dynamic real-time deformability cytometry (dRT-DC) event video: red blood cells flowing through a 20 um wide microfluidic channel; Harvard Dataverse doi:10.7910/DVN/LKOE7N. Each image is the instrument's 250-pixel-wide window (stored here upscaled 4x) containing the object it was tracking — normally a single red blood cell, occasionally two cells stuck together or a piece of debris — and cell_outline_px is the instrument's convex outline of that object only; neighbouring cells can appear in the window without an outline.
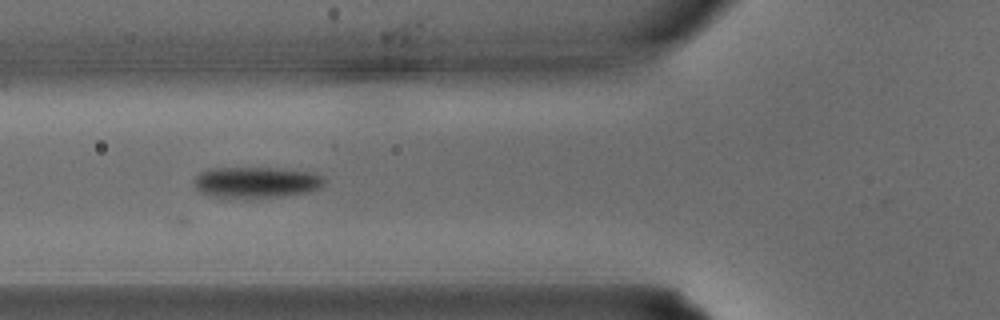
{"species": "common noctule bat (a hibernating species)", "species_latin": "Nyctalus noctula", "temperature_condition": "warm", "stored_images_in_passage": 17, "camera_frame_rate_fps": 3000, "um_per_image_px": 0.085, "animal": {"sex": "male", "body_mass_g": 15.6}, "frame": {"image": 1, "passage_image": 4, "time_ms": 1.0, "image_size_px": [1000, 320], "cell_outline_px": [[328, 180], [324, 184], [308, 192], [276, 196], [208, 196], [200, 192], [196, 188], [196, 176], [200, 172], [212, 168], [276, 168], [308, 172], [320, 176]], "centroid_in_image_um": [21.77, 15.47], "position_along_channel_um": 104.0, "area_um2": 22.72}}
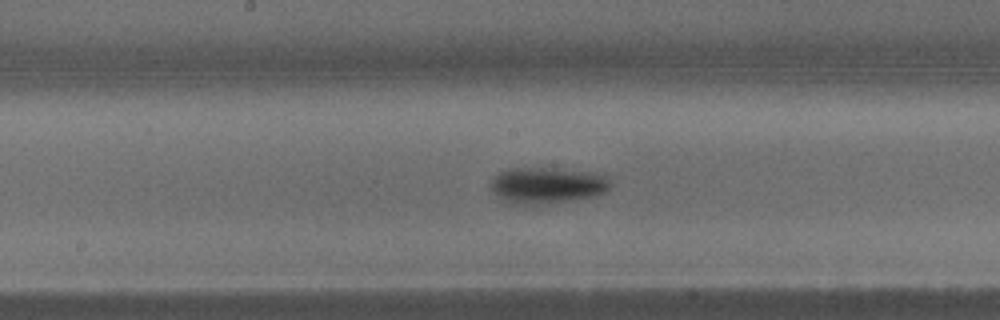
{"frame": {"image": 2, "passage_image": 9, "time_ms": 2.667, "image_size_px": [1000, 320], "cell_outline_px": [[612, 184], [604, 192], [596, 196], [572, 200], [532, 204], [512, 204], [496, 196], [492, 192], [492, 176], [496, 172], [508, 168], [556, 168], [604, 172]], "centroid_in_image_um": [46.53, 15.72], "position_along_channel_um": 201.7, "area_um2": 25.72}}
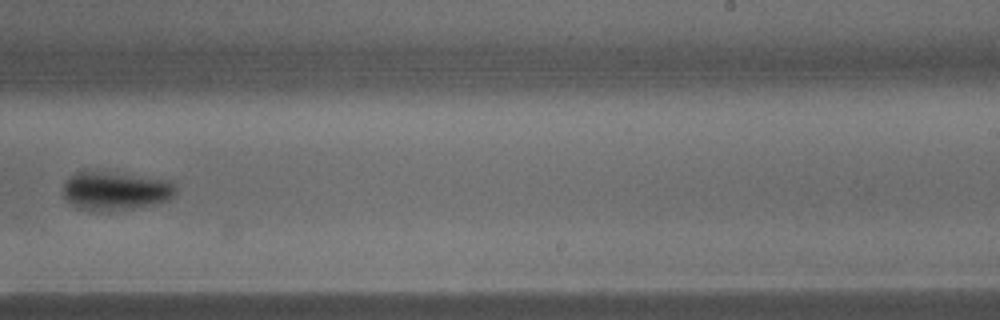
{"frame": {"image": 3, "passage_image": 13, "time_ms": 4.0, "image_size_px": [1000, 320], "cell_outline_px": [[176, 192], [168, 200], [156, 204], [132, 208], [76, 208], [64, 196], [64, 180], [76, 172], [96, 172], [168, 180], [176, 184]], "centroid_in_image_um": [9.83, 16.21], "position_along_channel_um": 279.2, "area_um2": 24.04}}